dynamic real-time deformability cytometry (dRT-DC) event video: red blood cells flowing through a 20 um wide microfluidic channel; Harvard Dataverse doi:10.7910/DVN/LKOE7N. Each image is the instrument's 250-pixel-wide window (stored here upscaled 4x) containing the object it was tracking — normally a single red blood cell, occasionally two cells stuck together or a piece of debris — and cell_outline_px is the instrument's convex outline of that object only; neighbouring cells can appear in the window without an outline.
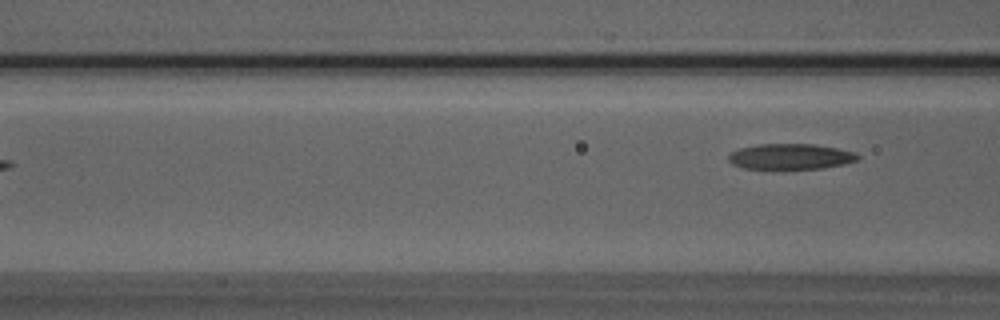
{"species": "Egyptian fruit bat (a non-hibernating species)", "species_latin": "Rousettus aegyptiacus", "temperature_condition": "room temperature", "stored_images_in_passage": 3, "camera_frame_rate_fps": 3000, "um_per_image_px": 0.085, "animal": {"sex": "male"}, "frame": {"image": 1, "passage_image": 3, "time_ms": 2.333, "image_size_px": [1000, 320], "cell_outline_px": [[860, 160], [844, 164], [824, 168], [744, 168], [732, 164], [728, 160], [728, 156], [732, 152], [740, 148], [760, 144], [812, 144], [836, 148], [856, 152], [860, 156]], "centroid_in_image_um": [67.24, 13.3], "position_along_channel_um": 99.4, "area_um2": 19.13}}